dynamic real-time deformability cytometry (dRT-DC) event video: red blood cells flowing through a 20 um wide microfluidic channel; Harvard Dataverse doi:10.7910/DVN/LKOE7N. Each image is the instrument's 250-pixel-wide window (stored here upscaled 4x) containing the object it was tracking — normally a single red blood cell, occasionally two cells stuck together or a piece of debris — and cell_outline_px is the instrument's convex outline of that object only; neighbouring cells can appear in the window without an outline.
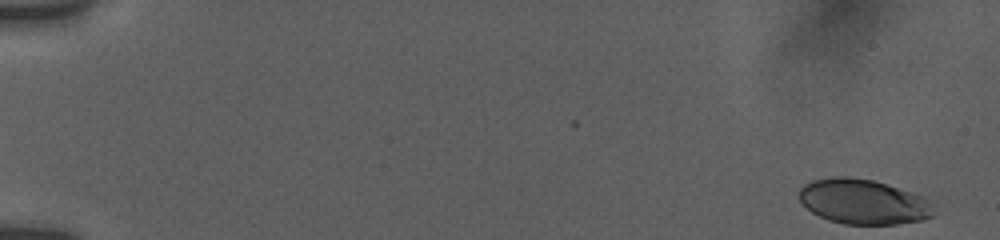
{"species": "human", "species_latin": "Homo sapiens", "temperature_condition": "room temperature", "stored_images_in_passage": 6, "camera_frame_rate_fps": 3000, "um_per_image_px": 0.085, "donor": {"sex": "female"}, "frame": {"image": 1, "passage_image": 1, "time_ms": 0.0, "image_size_px": [1000, 240], "cell_outline_px": [[932, 216], [920, 220], [896, 224], [844, 224], [828, 220], [812, 212], [796, 196], [800, 188], [804, 184], [812, 180], [832, 176], [848, 176], [872, 180], [924, 196], [928, 204]], "centroid_in_image_um": [73.28, 17.13], "position_along_channel_um": 11.7, "area_um2": 34.91}}